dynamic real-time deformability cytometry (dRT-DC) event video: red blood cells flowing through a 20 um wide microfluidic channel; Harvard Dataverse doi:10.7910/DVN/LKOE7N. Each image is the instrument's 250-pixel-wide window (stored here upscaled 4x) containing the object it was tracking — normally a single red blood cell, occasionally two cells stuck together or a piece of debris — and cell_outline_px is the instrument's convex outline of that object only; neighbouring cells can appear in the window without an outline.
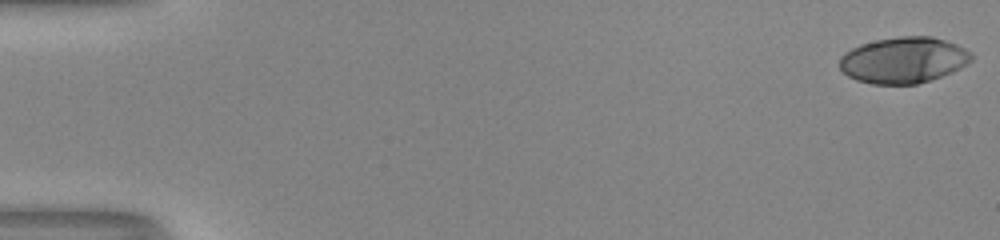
{"species": "human", "species_latin": "Homo sapiens", "temperature_condition": "room temperature", "stored_images_in_passage": 53, "camera_frame_rate_fps": 3000, "um_per_image_px": 0.085, "donor": {"sex": "male"}, "frame": {"image": 1, "passage_image": 1, "time_ms": 0.0, "image_size_px": [1000, 240], "cell_outline_px": [[972, 60], [960, 68], [952, 72], [932, 80], [916, 84], [872, 84], [856, 80], [848, 76], [840, 68], [840, 56], [852, 48], [860, 44], [876, 40], [900, 36], [932, 36], [956, 44], [972, 52]], "centroid_in_image_um": [76.81, 5.11], "position_along_channel_um": 8.2, "area_um2": 35.49}}
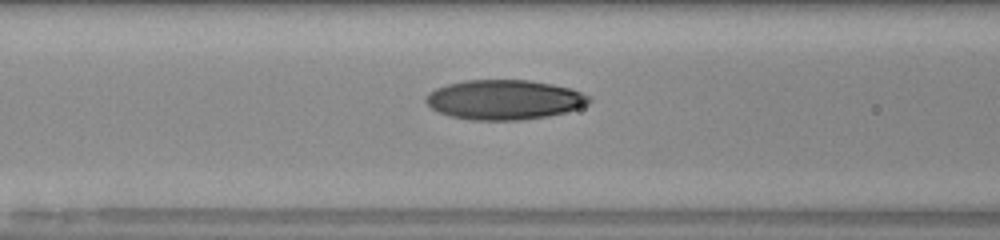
{"frame": {"image": 2, "passage_image": 23, "time_ms": 7.333, "image_size_px": [1000, 240], "cell_outline_px": [[592, 100], [588, 104], [564, 112], [548, 116], [520, 120], [468, 120], [448, 116], [432, 108], [424, 100], [428, 92], [436, 88], [448, 84], [464, 80], [528, 80], [552, 84], [568, 88], [580, 92], [588, 96]], "centroid_in_image_um": [42.82, 8.48], "position_along_channel_um": 123.8, "area_um2": 37.69}}
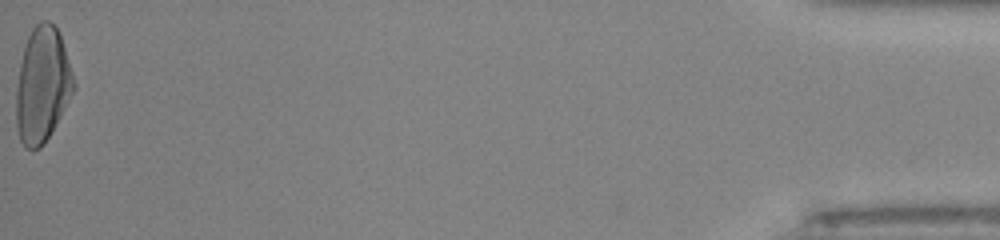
{"frame": {"image": 3, "passage_image": 53, "time_ms": 17.333, "image_size_px": [1000, 240], "cell_outline_px": [[76, 88], [48, 136], [40, 148], [32, 152], [24, 148], [20, 140], [16, 124], [16, 92], [20, 64], [24, 48], [28, 36], [32, 28], [40, 20], [48, 20], [56, 28], [60, 36], [76, 84]], "centroid_in_image_um": [3.58, 7.24], "position_along_channel_um": 431.6, "area_um2": 38.38}, "authors_computed_cell_mechanics": {"area_um2": 36.1828, "velocity_mm_per_s": 4.0817, "shape_relaxation_time_tau1_ms": 7.5983, "shape_relaxation_time_tau2_ms": 1.2611, "deformation_change_tau1": 0.2846, "deformation_change_tau2": 0.0576}}